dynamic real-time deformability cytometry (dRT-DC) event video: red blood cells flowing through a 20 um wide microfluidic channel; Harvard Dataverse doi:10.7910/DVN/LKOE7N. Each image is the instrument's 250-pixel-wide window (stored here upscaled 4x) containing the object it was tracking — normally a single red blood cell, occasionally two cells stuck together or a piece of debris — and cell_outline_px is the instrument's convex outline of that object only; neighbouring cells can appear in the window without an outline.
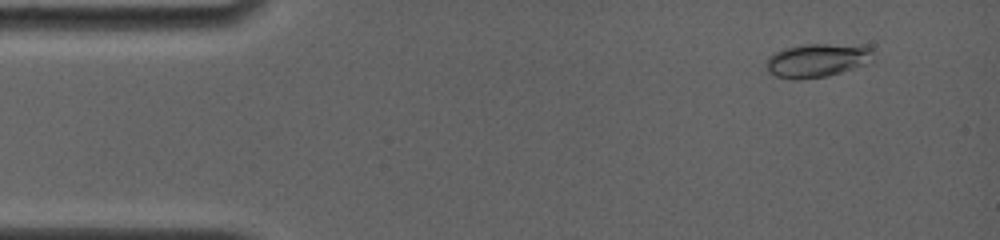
{"species": "common noctule bat (a hibernating species)", "species_latin": "Nyctalus noctula", "temperature_condition": "room temperature", "stored_images_in_passage": 55, "camera_frame_rate_fps": 4000, "um_per_image_px": 0.085, "animal": {"sex": "female", "body_mass_g": 19.0, "forearm_length_mm": 56.7}, "frame": {"image": 1, "passage_image": 3, "time_ms": 0.5, "image_size_px": [1000, 240], "cell_outline_px": [[872, 52], [856, 64], [840, 72], [828, 76], [776, 76], [768, 72], [768, 56], [772, 52], [784, 48], [804, 44], [864, 44], [872, 48]], "centroid_in_image_um": [69.36, 5.04], "position_along_channel_um": 15.6, "area_um2": 19.54}}
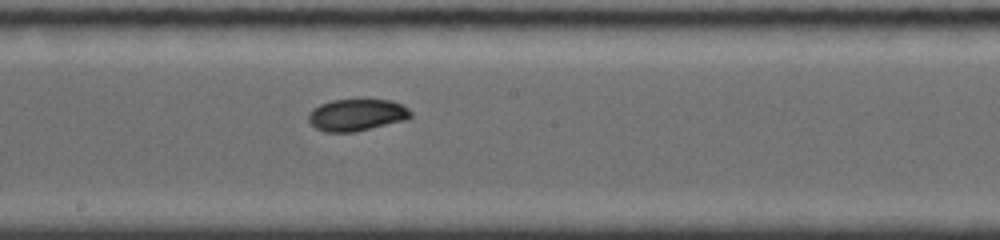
{"frame": {"image": 2, "passage_image": 26, "time_ms": 6.25, "image_size_px": [1000, 240], "cell_outline_px": [[412, 116], [408, 120], [356, 132], [324, 132], [316, 128], [308, 120], [308, 116], [312, 108], [320, 104], [332, 100], [392, 100], [408, 108], [412, 112]], "centroid_in_image_um": [30.35, 9.78], "position_along_channel_um": 217.9, "area_um2": 19.19}}
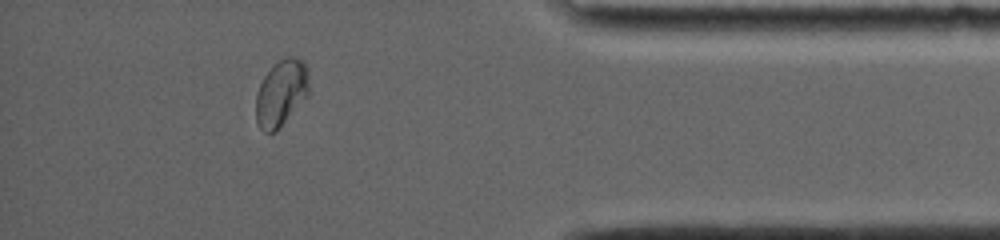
{"frame": {"image": 3, "passage_image": 48, "time_ms": 11.75, "image_size_px": [1000, 240], "cell_outline_px": [[308, 96], [276, 132], [264, 132], [260, 128], [256, 120], [256, 96], [260, 84], [264, 76], [272, 64], [288, 56], [292, 56], [304, 60], [308, 68]], "centroid_in_image_um": [23.91, 7.89], "position_along_channel_um": 411.3, "area_um2": 20.75}, "authors_computed_cell_mechanics": {"area_um2": 19.3052, "velocity_mm_per_s": 3.8831, "shape_relaxation_time_tau1_ms": 4.7169, "shape_relaxation_time_tau2_ms": null, "deformation_change_tau1": 0.1218, "deformation_change_tau2": null}}